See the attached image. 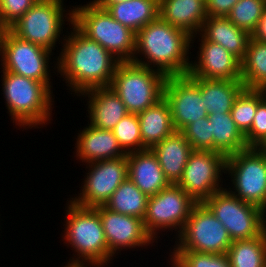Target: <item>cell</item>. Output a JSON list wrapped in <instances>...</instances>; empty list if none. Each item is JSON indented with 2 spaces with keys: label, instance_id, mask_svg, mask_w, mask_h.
<instances>
[{
  "label": "cell",
  "instance_id": "6da1fadb",
  "mask_svg": "<svg viewBox=\"0 0 266 267\" xmlns=\"http://www.w3.org/2000/svg\"><path fill=\"white\" fill-rule=\"evenodd\" d=\"M61 41L62 48L55 67L68 90L79 96L93 88L109 87L119 61L98 42L85 36L73 23Z\"/></svg>",
  "mask_w": 266,
  "mask_h": 267
},
{
  "label": "cell",
  "instance_id": "7a4b0ae2",
  "mask_svg": "<svg viewBox=\"0 0 266 267\" xmlns=\"http://www.w3.org/2000/svg\"><path fill=\"white\" fill-rule=\"evenodd\" d=\"M191 36L160 17L136 33L134 63L156 69L166 76L187 75L191 61ZM143 56V58L138 57Z\"/></svg>",
  "mask_w": 266,
  "mask_h": 267
},
{
  "label": "cell",
  "instance_id": "3957f363",
  "mask_svg": "<svg viewBox=\"0 0 266 267\" xmlns=\"http://www.w3.org/2000/svg\"><path fill=\"white\" fill-rule=\"evenodd\" d=\"M2 94L13 123L19 128H43L51 121L53 90L44 82L2 70ZM53 100V101H52ZM43 125V126H42Z\"/></svg>",
  "mask_w": 266,
  "mask_h": 267
},
{
  "label": "cell",
  "instance_id": "277c9868",
  "mask_svg": "<svg viewBox=\"0 0 266 267\" xmlns=\"http://www.w3.org/2000/svg\"><path fill=\"white\" fill-rule=\"evenodd\" d=\"M64 235L66 246L71 247L75 254L69 262H94L107 265L110 262V251L106 242L102 221L94 208L82 207L67 202Z\"/></svg>",
  "mask_w": 266,
  "mask_h": 267
},
{
  "label": "cell",
  "instance_id": "5b68a950",
  "mask_svg": "<svg viewBox=\"0 0 266 267\" xmlns=\"http://www.w3.org/2000/svg\"><path fill=\"white\" fill-rule=\"evenodd\" d=\"M73 7V24L89 39L98 42L119 61H133L136 33L116 21L110 13L90 1Z\"/></svg>",
  "mask_w": 266,
  "mask_h": 267
},
{
  "label": "cell",
  "instance_id": "8992f818",
  "mask_svg": "<svg viewBox=\"0 0 266 267\" xmlns=\"http://www.w3.org/2000/svg\"><path fill=\"white\" fill-rule=\"evenodd\" d=\"M166 78L156 69L125 61L118 64L109 87L129 113L138 114L164 97Z\"/></svg>",
  "mask_w": 266,
  "mask_h": 267
},
{
  "label": "cell",
  "instance_id": "52a82bcc",
  "mask_svg": "<svg viewBox=\"0 0 266 267\" xmlns=\"http://www.w3.org/2000/svg\"><path fill=\"white\" fill-rule=\"evenodd\" d=\"M227 173L231 176V187L234 186L227 190L266 212V148L248 147L228 156Z\"/></svg>",
  "mask_w": 266,
  "mask_h": 267
},
{
  "label": "cell",
  "instance_id": "ba28073f",
  "mask_svg": "<svg viewBox=\"0 0 266 267\" xmlns=\"http://www.w3.org/2000/svg\"><path fill=\"white\" fill-rule=\"evenodd\" d=\"M63 7V3L38 1L8 29L19 38L52 52L62 38L65 21L69 26L73 23V9L66 11Z\"/></svg>",
  "mask_w": 266,
  "mask_h": 267
},
{
  "label": "cell",
  "instance_id": "9c48e42d",
  "mask_svg": "<svg viewBox=\"0 0 266 267\" xmlns=\"http://www.w3.org/2000/svg\"><path fill=\"white\" fill-rule=\"evenodd\" d=\"M224 225L232 241L260 236L266 230V212L231 194L227 188L203 202Z\"/></svg>",
  "mask_w": 266,
  "mask_h": 267
},
{
  "label": "cell",
  "instance_id": "30bf717a",
  "mask_svg": "<svg viewBox=\"0 0 266 267\" xmlns=\"http://www.w3.org/2000/svg\"><path fill=\"white\" fill-rule=\"evenodd\" d=\"M177 238L173 251L226 254L232 244L227 229L204 203L193 206Z\"/></svg>",
  "mask_w": 266,
  "mask_h": 267
},
{
  "label": "cell",
  "instance_id": "8fae6325",
  "mask_svg": "<svg viewBox=\"0 0 266 267\" xmlns=\"http://www.w3.org/2000/svg\"><path fill=\"white\" fill-rule=\"evenodd\" d=\"M196 203L177 184H169L159 193L149 197L146 215L143 219L147 232L154 240L160 237L159 231L164 232L167 229L177 231V237Z\"/></svg>",
  "mask_w": 266,
  "mask_h": 267
},
{
  "label": "cell",
  "instance_id": "7c38bea8",
  "mask_svg": "<svg viewBox=\"0 0 266 267\" xmlns=\"http://www.w3.org/2000/svg\"><path fill=\"white\" fill-rule=\"evenodd\" d=\"M226 159L219 152L193 150L177 185L194 201L203 203L215 192L224 189L220 176L226 172Z\"/></svg>",
  "mask_w": 266,
  "mask_h": 267
},
{
  "label": "cell",
  "instance_id": "4fadbf2b",
  "mask_svg": "<svg viewBox=\"0 0 266 267\" xmlns=\"http://www.w3.org/2000/svg\"><path fill=\"white\" fill-rule=\"evenodd\" d=\"M53 52L39 45L25 41L14 35L9 29L2 41V55L0 58L3 70L24 76L35 81L44 82L50 88L51 70L49 60Z\"/></svg>",
  "mask_w": 266,
  "mask_h": 267
},
{
  "label": "cell",
  "instance_id": "5bb4252c",
  "mask_svg": "<svg viewBox=\"0 0 266 267\" xmlns=\"http://www.w3.org/2000/svg\"><path fill=\"white\" fill-rule=\"evenodd\" d=\"M88 172L79 196L70 200L82 207L104 206L118 186L128 178L127 155L115 159L99 160L86 164Z\"/></svg>",
  "mask_w": 266,
  "mask_h": 267
},
{
  "label": "cell",
  "instance_id": "9a60e30c",
  "mask_svg": "<svg viewBox=\"0 0 266 267\" xmlns=\"http://www.w3.org/2000/svg\"><path fill=\"white\" fill-rule=\"evenodd\" d=\"M164 98L170 105L175 131L208 116L200 87L188 74L167 76Z\"/></svg>",
  "mask_w": 266,
  "mask_h": 267
},
{
  "label": "cell",
  "instance_id": "2e32d148",
  "mask_svg": "<svg viewBox=\"0 0 266 267\" xmlns=\"http://www.w3.org/2000/svg\"><path fill=\"white\" fill-rule=\"evenodd\" d=\"M100 215L110 251V261L123 249H135L154 243L141 218L113 212L104 206L94 208ZM120 251V252H118Z\"/></svg>",
  "mask_w": 266,
  "mask_h": 267
},
{
  "label": "cell",
  "instance_id": "e0dca14e",
  "mask_svg": "<svg viewBox=\"0 0 266 267\" xmlns=\"http://www.w3.org/2000/svg\"><path fill=\"white\" fill-rule=\"evenodd\" d=\"M198 36L197 61H191L188 75L206 80L241 79V62L223 46L207 41L200 33Z\"/></svg>",
  "mask_w": 266,
  "mask_h": 267
},
{
  "label": "cell",
  "instance_id": "ac0fdd59",
  "mask_svg": "<svg viewBox=\"0 0 266 267\" xmlns=\"http://www.w3.org/2000/svg\"><path fill=\"white\" fill-rule=\"evenodd\" d=\"M159 17L191 36L193 44L208 14L205 0H159Z\"/></svg>",
  "mask_w": 266,
  "mask_h": 267
},
{
  "label": "cell",
  "instance_id": "d6986e66",
  "mask_svg": "<svg viewBox=\"0 0 266 267\" xmlns=\"http://www.w3.org/2000/svg\"><path fill=\"white\" fill-rule=\"evenodd\" d=\"M77 133L75 156L86 163L99 160L115 159L127 154L121 149L112 130L88 126Z\"/></svg>",
  "mask_w": 266,
  "mask_h": 267
},
{
  "label": "cell",
  "instance_id": "ffe728a7",
  "mask_svg": "<svg viewBox=\"0 0 266 267\" xmlns=\"http://www.w3.org/2000/svg\"><path fill=\"white\" fill-rule=\"evenodd\" d=\"M79 96L86 98L90 125L95 128L113 130L129 113L120 97L110 87L93 88Z\"/></svg>",
  "mask_w": 266,
  "mask_h": 267
},
{
  "label": "cell",
  "instance_id": "44dd1931",
  "mask_svg": "<svg viewBox=\"0 0 266 267\" xmlns=\"http://www.w3.org/2000/svg\"><path fill=\"white\" fill-rule=\"evenodd\" d=\"M127 163L128 179L149 197L169 185L157 156L151 149L128 153Z\"/></svg>",
  "mask_w": 266,
  "mask_h": 267
},
{
  "label": "cell",
  "instance_id": "7402d4cb",
  "mask_svg": "<svg viewBox=\"0 0 266 267\" xmlns=\"http://www.w3.org/2000/svg\"><path fill=\"white\" fill-rule=\"evenodd\" d=\"M151 151L157 156L169 184H178L183 176L188 157L193 151L184 135L180 131H175L156 144Z\"/></svg>",
  "mask_w": 266,
  "mask_h": 267
},
{
  "label": "cell",
  "instance_id": "603a6c76",
  "mask_svg": "<svg viewBox=\"0 0 266 267\" xmlns=\"http://www.w3.org/2000/svg\"><path fill=\"white\" fill-rule=\"evenodd\" d=\"M207 41L223 46L240 62L244 59L251 35L227 17H207L199 32Z\"/></svg>",
  "mask_w": 266,
  "mask_h": 267
},
{
  "label": "cell",
  "instance_id": "cb8c5ba5",
  "mask_svg": "<svg viewBox=\"0 0 266 267\" xmlns=\"http://www.w3.org/2000/svg\"><path fill=\"white\" fill-rule=\"evenodd\" d=\"M137 116L140 123L142 151L152 149L175 132L171 108L164 97Z\"/></svg>",
  "mask_w": 266,
  "mask_h": 267
},
{
  "label": "cell",
  "instance_id": "d4e9b609",
  "mask_svg": "<svg viewBox=\"0 0 266 267\" xmlns=\"http://www.w3.org/2000/svg\"><path fill=\"white\" fill-rule=\"evenodd\" d=\"M200 87L201 96L208 114L230 113L239 93L245 88L241 79L206 80L191 77Z\"/></svg>",
  "mask_w": 266,
  "mask_h": 267
},
{
  "label": "cell",
  "instance_id": "484cf974",
  "mask_svg": "<svg viewBox=\"0 0 266 267\" xmlns=\"http://www.w3.org/2000/svg\"><path fill=\"white\" fill-rule=\"evenodd\" d=\"M213 136V152L226 157L248 148L245 135L239 130L231 113L208 114Z\"/></svg>",
  "mask_w": 266,
  "mask_h": 267
},
{
  "label": "cell",
  "instance_id": "4316f807",
  "mask_svg": "<svg viewBox=\"0 0 266 267\" xmlns=\"http://www.w3.org/2000/svg\"><path fill=\"white\" fill-rule=\"evenodd\" d=\"M107 11L116 21L137 33L159 17V0H127L111 5Z\"/></svg>",
  "mask_w": 266,
  "mask_h": 267
},
{
  "label": "cell",
  "instance_id": "83f0119b",
  "mask_svg": "<svg viewBox=\"0 0 266 267\" xmlns=\"http://www.w3.org/2000/svg\"><path fill=\"white\" fill-rule=\"evenodd\" d=\"M148 200L149 196L127 178L110 196L104 207L116 213L144 219Z\"/></svg>",
  "mask_w": 266,
  "mask_h": 267
},
{
  "label": "cell",
  "instance_id": "f1b7e54d",
  "mask_svg": "<svg viewBox=\"0 0 266 267\" xmlns=\"http://www.w3.org/2000/svg\"><path fill=\"white\" fill-rule=\"evenodd\" d=\"M241 81L247 89L260 90L266 86V42L250 37L241 61Z\"/></svg>",
  "mask_w": 266,
  "mask_h": 267
},
{
  "label": "cell",
  "instance_id": "f546056e",
  "mask_svg": "<svg viewBox=\"0 0 266 267\" xmlns=\"http://www.w3.org/2000/svg\"><path fill=\"white\" fill-rule=\"evenodd\" d=\"M226 254L231 267H266V230L260 236L232 241Z\"/></svg>",
  "mask_w": 266,
  "mask_h": 267
},
{
  "label": "cell",
  "instance_id": "4dcf8cb0",
  "mask_svg": "<svg viewBox=\"0 0 266 267\" xmlns=\"http://www.w3.org/2000/svg\"><path fill=\"white\" fill-rule=\"evenodd\" d=\"M263 99L261 90L247 88L236 97L230 113L244 135L251 129L257 106Z\"/></svg>",
  "mask_w": 266,
  "mask_h": 267
},
{
  "label": "cell",
  "instance_id": "1f68e13d",
  "mask_svg": "<svg viewBox=\"0 0 266 267\" xmlns=\"http://www.w3.org/2000/svg\"><path fill=\"white\" fill-rule=\"evenodd\" d=\"M265 8L266 3L262 0H239L233 6L227 18L251 35L256 29Z\"/></svg>",
  "mask_w": 266,
  "mask_h": 267
},
{
  "label": "cell",
  "instance_id": "d6a6232c",
  "mask_svg": "<svg viewBox=\"0 0 266 267\" xmlns=\"http://www.w3.org/2000/svg\"><path fill=\"white\" fill-rule=\"evenodd\" d=\"M171 253H169L171 267H231L227 254L197 251H171Z\"/></svg>",
  "mask_w": 266,
  "mask_h": 267
},
{
  "label": "cell",
  "instance_id": "836d02e7",
  "mask_svg": "<svg viewBox=\"0 0 266 267\" xmlns=\"http://www.w3.org/2000/svg\"><path fill=\"white\" fill-rule=\"evenodd\" d=\"M112 131L119 146L126 154L142 151L141 130L137 114L128 113Z\"/></svg>",
  "mask_w": 266,
  "mask_h": 267
},
{
  "label": "cell",
  "instance_id": "e575fe53",
  "mask_svg": "<svg viewBox=\"0 0 266 267\" xmlns=\"http://www.w3.org/2000/svg\"><path fill=\"white\" fill-rule=\"evenodd\" d=\"M180 132L193 150L213 151V136L208 116L187 125Z\"/></svg>",
  "mask_w": 266,
  "mask_h": 267
},
{
  "label": "cell",
  "instance_id": "d590c367",
  "mask_svg": "<svg viewBox=\"0 0 266 267\" xmlns=\"http://www.w3.org/2000/svg\"><path fill=\"white\" fill-rule=\"evenodd\" d=\"M248 147L266 148V100L257 106L251 129L245 134Z\"/></svg>",
  "mask_w": 266,
  "mask_h": 267
},
{
  "label": "cell",
  "instance_id": "8d00e7d4",
  "mask_svg": "<svg viewBox=\"0 0 266 267\" xmlns=\"http://www.w3.org/2000/svg\"><path fill=\"white\" fill-rule=\"evenodd\" d=\"M37 2V0H0V23L8 29Z\"/></svg>",
  "mask_w": 266,
  "mask_h": 267
},
{
  "label": "cell",
  "instance_id": "74e56055",
  "mask_svg": "<svg viewBox=\"0 0 266 267\" xmlns=\"http://www.w3.org/2000/svg\"><path fill=\"white\" fill-rule=\"evenodd\" d=\"M208 17H227L239 0H205Z\"/></svg>",
  "mask_w": 266,
  "mask_h": 267
},
{
  "label": "cell",
  "instance_id": "f35d334b",
  "mask_svg": "<svg viewBox=\"0 0 266 267\" xmlns=\"http://www.w3.org/2000/svg\"><path fill=\"white\" fill-rule=\"evenodd\" d=\"M251 38L261 42H266V8L258 21L256 29L252 32Z\"/></svg>",
  "mask_w": 266,
  "mask_h": 267
},
{
  "label": "cell",
  "instance_id": "ab89813d",
  "mask_svg": "<svg viewBox=\"0 0 266 267\" xmlns=\"http://www.w3.org/2000/svg\"><path fill=\"white\" fill-rule=\"evenodd\" d=\"M125 1L127 0H92V2L96 3L99 7L106 10L113 4L122 3Z\"/></svg>",
  "mask_w": 266,
  "mask_h": 267
},
{
  "label": "cell",
  "instance_id": "60d3db41",
  "mask_svg": "<svg viewBox=\"0 0 266 267\" xmlns=\"http://www.w3.org/2000/svg\"><path fill=\"white\" fill-rule=\"evenodd\" d=\"M66 264L64 267H104L103 265L94 262H67Z\"/></svg>",
  "mask_w": 266,
  "mask_h": 267
},
{
  "label": "cell",
  "instance_id": "b9f144b4",
  "mask_svg": "<svg viewBox=\"0 0 266 267\" xmlns=\"http://www.w3.org/2000/svg\"><path fill=\"white\" fill-rule=\"evenodd\" d=\"M7 28L0 23V57L2 55V41Z\"/></svg>",
  "mask_w": 266,
  "mask_h": 267
},
{
  "label": "cell",
  "instance_id": "7bdbcfd3",
  "mask_svg": "<svg viewBox=\"0 0 266 267\" xmlns=\"http://www.w3.org/2000/svg\"><path fill=\"white\" fill-rule=\"evenodd\" d=\"M37 1H44V2H56V3H63V0H37Z\"/></svg>",
  "mask_w": 266,
  "mask_h": 267
},
{
  "label": "cell",
  "instance_id": "ee69618b",
  "mask_svg": "<svg viewBox=\"0 0 266 267\" xmlns=\"http://www.w3.org/2000/svg\"><path fill=\"white\" fill-rule=\"evenodd\" d=\"M262 94H263V98L266 100V86L263 87L262 89H260Z\"/></svg>",
  "mask_w": 266,
  "mask_h": 267
}]
</instances>
